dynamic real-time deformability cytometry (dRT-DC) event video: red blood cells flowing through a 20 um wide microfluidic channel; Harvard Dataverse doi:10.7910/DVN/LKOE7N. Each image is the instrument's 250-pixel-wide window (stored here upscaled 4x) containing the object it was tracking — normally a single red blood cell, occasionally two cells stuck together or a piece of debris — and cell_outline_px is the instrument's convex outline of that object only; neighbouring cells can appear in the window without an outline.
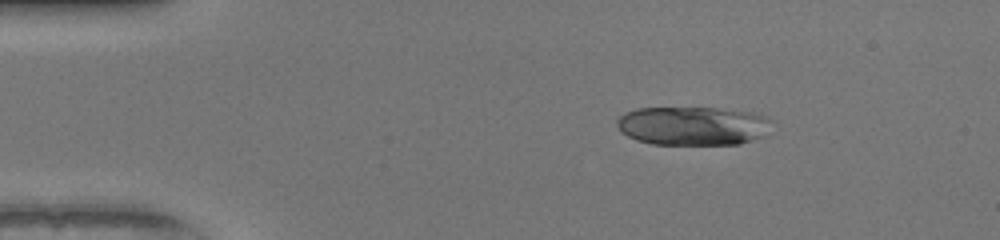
{"species": "human", "species_latin": "Homo sapiens", "temperature_condition": "warm", "stored_images_in_passage": 43, "camera_frame_rate_fps": 3000, "um_per_image_px": 0.085, "donor": {"sex": "female"}, "frame": {"image": 1, "passage_image": 1, "time_ms": 0.0, "image_size_px": [1000, 240], "cell_outline_px": [[772, 120], [768, 136], [740, 144], [652, 144], [636, 140], [620, 132], [616, 124], [616, 120], [624, 112], [636, 108], [716, 108], [752, 112], [764, 116]], "centroid_in_image_um": [58.91, 10.7], "position_along_channel_um": 26.1, "area_um2": 35.43}}
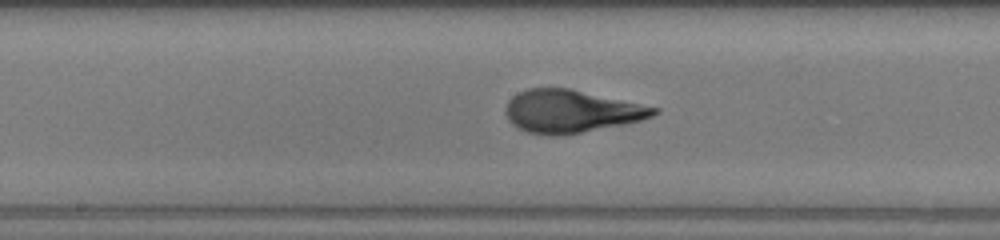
{"frame": {"image": 2, "passage_image": 19, "time_ms": 6.0, "image_size_px": [1000, 240], "cell_outline_px": [[660, 112], [652, 116], [640, 120], [624, 124], [560, 136], [552, 136], [528, 132], [512, 124], [508, 120], [504, 112], [508, 100], [512, 96], [528, 88], [568, 88], [660, 108]], "centroid_in_image_um": [48.52, 9.46], "position_along_channel_um": 199.7, "area_um2": 36.7}}
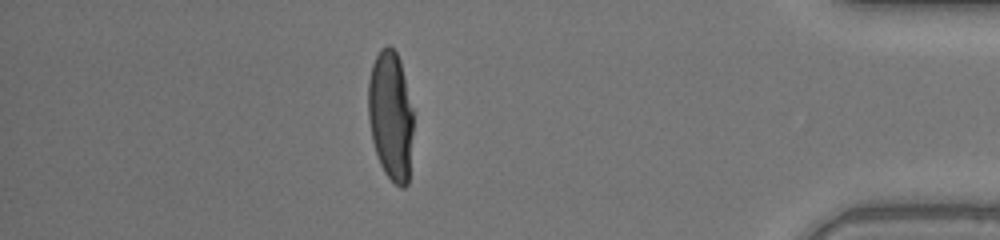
{"frame": {"image": 3, "passage_image": 37, "time_ms": 12.0, "image_size_px": [1000, 240], "cell_outline_px": [[412, 132], [408, 184], [404, 188], [400, 188], [384, 172], [380, 164], [372, 140], [368, 120], [368, 80], [372, 64], [380, 48], [388, 44], [396, 52], [400, 60], [412, 108]], "centroid_in_image_um": [33.19, 9.81], "position_along_channel_um": 402.0, "area_um2": 33.93}, "authors_computed_cell_mechanics": {"area_um2": 35.8938, "velocity_mm_per_s": 4.093, "shape_relaxation_time_tau1_ms": 4.5177, "shape_relaxation_time_tau2_ms": null, "deformation_change_tau1": 0.2899, "deformation_change_tau2": null}}